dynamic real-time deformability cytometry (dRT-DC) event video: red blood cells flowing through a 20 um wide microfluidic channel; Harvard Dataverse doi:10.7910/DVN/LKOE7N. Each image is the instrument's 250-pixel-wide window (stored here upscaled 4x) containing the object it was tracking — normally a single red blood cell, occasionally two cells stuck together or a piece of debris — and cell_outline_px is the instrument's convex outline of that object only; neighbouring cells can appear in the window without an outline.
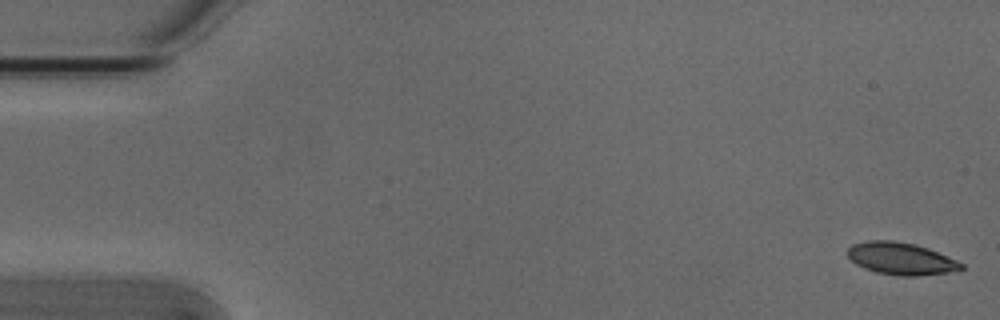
{"species": "Egyptian fruit bat (a non-hibernating species)", "species_latin": "Rousettus aegyptiacus", "temperature_condition": "cold", "stored_images_in_passage": 12, "camera_frame_rate_fps": 3000, "um_per_image_px": 0.085, "animal": {"sex": "male"}, "frame": {"image": 1, "passage_image": 1, "time_ms": 0.0, "image_size_px": [1000, 320], "cell_outline_px": [[964, 268], [948, 272], [920, 276], [900, 276], [876, 272], [864, 268], [856, 264], [848, 256], [848, 248], [852, 244], [868, 240], [892, 240], [916, 244], [928, 248], [956, 260], [964, 264]], "centroid_in_image_um": [76.57, 21.98], "position_along_channel_um": 8.4, "area_um2": 21.33}}